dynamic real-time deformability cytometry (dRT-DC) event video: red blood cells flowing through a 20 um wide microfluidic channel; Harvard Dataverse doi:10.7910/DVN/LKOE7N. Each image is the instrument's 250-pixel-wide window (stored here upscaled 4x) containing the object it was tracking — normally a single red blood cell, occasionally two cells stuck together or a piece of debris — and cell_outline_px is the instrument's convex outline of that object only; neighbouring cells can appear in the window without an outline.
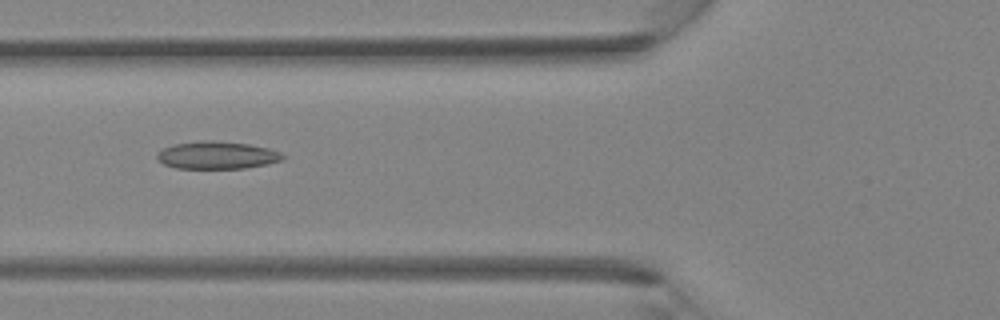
{"species": "Egyptian fruit bat (a non-hibernating species)", "species_latin": "Rousettus aegyptiacus", "temperature_condition": "room temperature", "stored_images_in_passage": 31, "camera_frame_rate_fps": 3000, "um_per_image_px": 0.085, "animal": {"sex": "female"}, "frame": {"image": 1, "passage_image": 6, "time_ms": 1.667, "image_size_px": [1000, 320], "cell_outline_px": [[288, 156], [284, 160], [268, 164], [244, 168], [176, 168], [164, 164], [156, 160], [156, 152], [164, 148], [176, 144], [204, 140], [212, 140], [248, 144], [268, 148], [280, 152]], "centroid_in_image_um": [18.47, 13.19], "position_along_channel_um": 107.3, "area_um2": 20.29}}
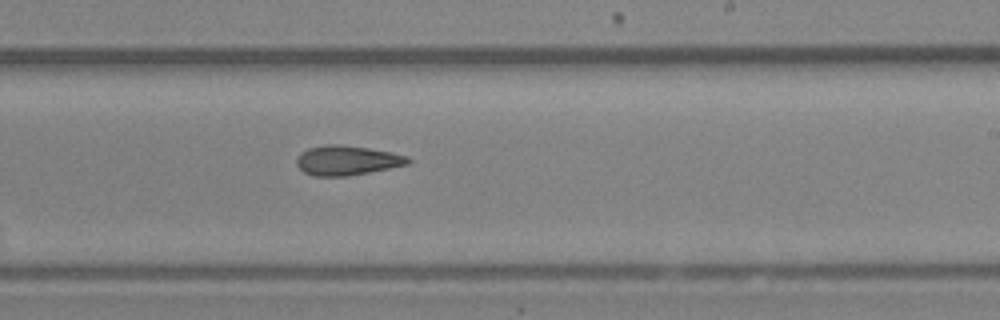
{"frame": {"image": 2, "passage_image": 15, "time_ms": 4.667, "image_size_px": [1000, 320], "cell_outline_px": [[412, 160], [408, 164], [348, 176], [312, 176], [304, 172], [296, 164], [296, 160], [300, 152], [308, 148], [328, 144], [336, 144], [368, 148], [392, 152], [408, 156]], "centroid_in_image_um": [29.48, 13.63], "position_along_channel_um": 259.5, "area_um2": 19.19}}
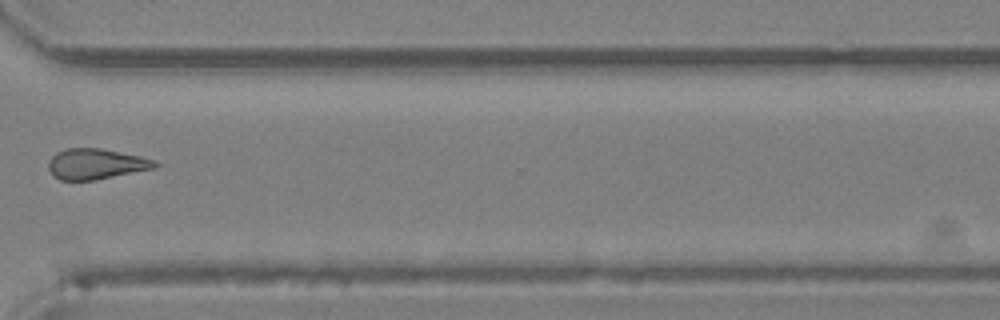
{"frame": {"image": 3, "passage_image": 21, "time_ms": 6.667, "image_size_px": [1000, 320], "cell_outline_px": [[160, 164], [156, 168], [96, 180], [60, 180], [48, 168], [48, 160], [56, 152], [68, 148], [100, 148], [140, 156], [156, 160]], "centroid_in_image_um": [8.19, 13.93], "position_along_channel_um": 362.4, "area_um2": 19.02}}